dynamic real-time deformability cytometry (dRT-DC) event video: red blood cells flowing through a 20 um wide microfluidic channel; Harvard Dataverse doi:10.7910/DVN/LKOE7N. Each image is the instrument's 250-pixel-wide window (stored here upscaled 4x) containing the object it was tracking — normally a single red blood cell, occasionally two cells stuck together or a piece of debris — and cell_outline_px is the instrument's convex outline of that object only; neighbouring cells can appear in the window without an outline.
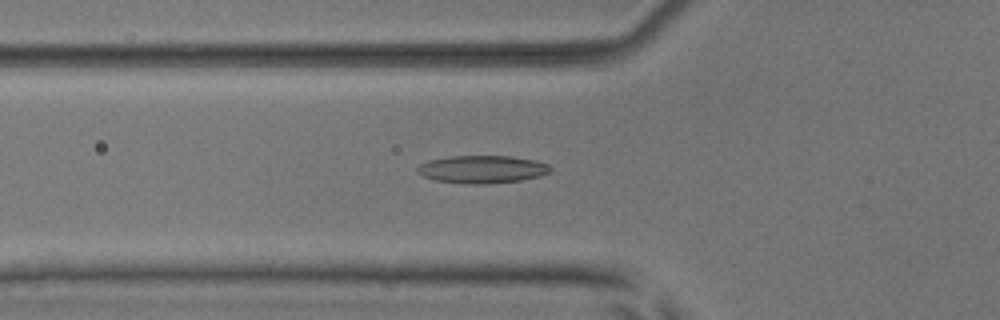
{"species": "common noctule bat (a hibernating species)", "species_latin": "Nyctalus noctula", "temperature_condition": "room temperature", "stored_images_in_passage": 53, "camera_frame_rate_fps": 3000, "um_per_image_px": 0.085, "animal": {"sex": "male", "body_mass_g": 17.9, "forearm_length_mm": 54.2}, "frame": {"image": 1, "passage_image": 19, "time_ms": 6.0, "image_size_px": [1000, 320], "cell_outline_px": [[552, 172], [540, 176], [520, 180], [484, 184], [468, 184], [436, 180], [424, 176], [416, 172], [416, 168], [420, 164], [428, 160], [448, 156], [512, 156], [536, 160], [548, 164], [552, 168]], "centroid_in_image_um": [41.0, 14.38], "position_along_channel_um": 84.8, "area_um2": 21.62}}
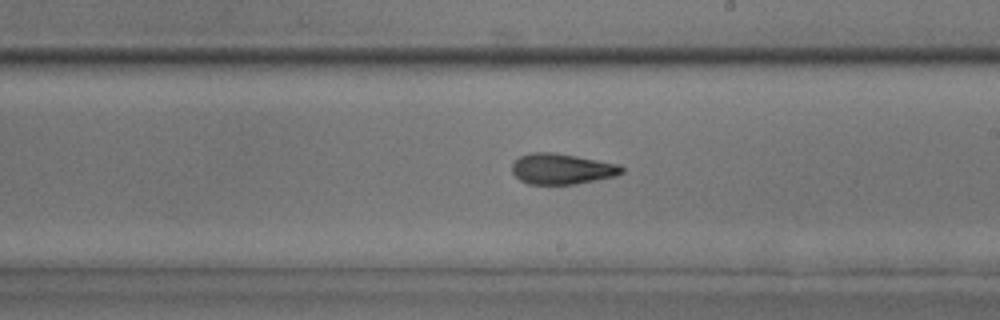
{"frame": {"image": 2, "passage_image": 31, "time_ms": 10.0, "image_size_px": [1000, 320], "cell_outline_px": [[624, 172], [616, 176], [576, 184], [528, 184], [520, 180], [512, 172], [512, 164], [520, 156], [532, 152], [552, 152], [576, 156], [620, 164], [624, 168]], "centroid_in_image_um": [47.78, 14.36], "position_along_channel_um": 241.2, "area_um2": 19.65}}
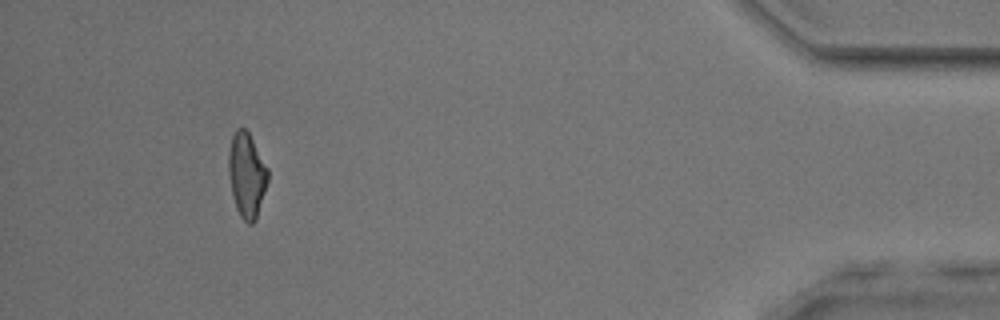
{"frame": {"image": 3, "passage_image": 49, "time_ms": 16.0, "image_size_px": [1000, 320], "cell_outline_px": [[268, 180], [256, 220], [252, 224], [248, 224], [240, 216], [236, 208], [232, 192], [228, 172], [228, 152], [232, 136], [236, 128], [244, 128], [248, 132], [268, 168]], "centroid_in_image_um": [20.96, 14.88], "position_along_channel_um": 414.2, "area_um2": 19.31}, "authors_computed_cell_mechanics": {"area_um2": 19.8832, "velocity_mm_per_s": 3.9142, "shape_relaxation_time_tau1_ms": null, "shape_relaxation_time_tau2_ms": 3.0825, "deformation_change_tau1": null, "deformation_change_tau2": 0.1205}}